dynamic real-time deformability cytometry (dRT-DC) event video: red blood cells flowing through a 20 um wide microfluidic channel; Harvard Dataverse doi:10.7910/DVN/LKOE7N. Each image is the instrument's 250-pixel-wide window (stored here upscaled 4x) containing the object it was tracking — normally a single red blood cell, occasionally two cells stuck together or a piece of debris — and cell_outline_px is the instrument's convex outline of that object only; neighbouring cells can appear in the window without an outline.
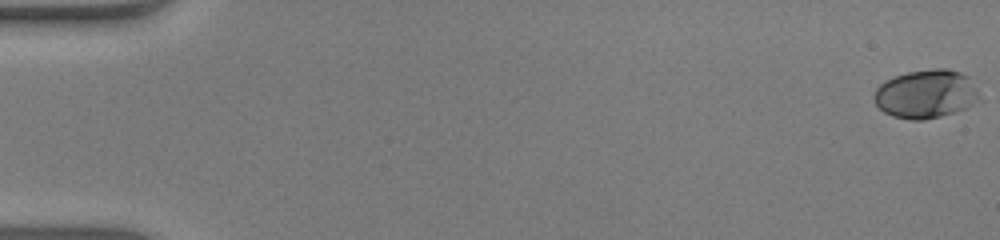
{"species": "human", "species_latin": "Homo sapiens", "temperature_condition": "warm", "stored_images_in_passage": 54, "camera_frame_rate_fps": 3000, "um_per_image_px": 0.085, "donor": {"sex": "male"}, "frame": {"image": 1, "passage_image": 1, "time_ms": 0.0, "image_size_px": [1000, 240], "cell_outline_px": [[980, 100], [956, 112], [924, 120], [912, 120], [892, 116], [884, 112], [876, 104], [872, 96], [876, 88], [880, 84], [896, 76], [908, 72], [936, 68], [944, 68], [960, 72], [968, 76], [976, 88]], "centroid_in_image_um": [78.69, 7.99], "position_along_channel_um": 6.3, "area_um2": 29.65}}
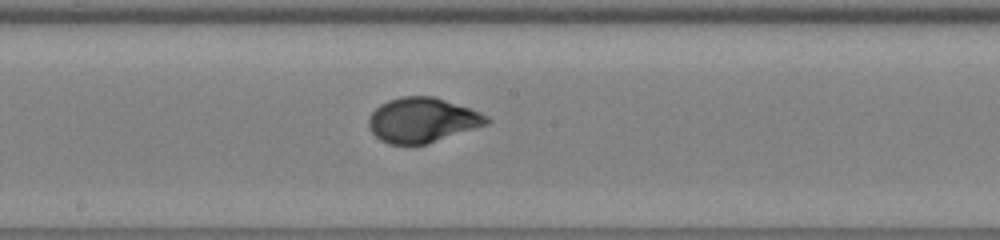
{"frame": {"image": 2, "passage_image": 30, "time_ms": 9.667, "image_size_px": [1000, 240], "cell_outline_px": [[492, 120], [488, 124], [428, 144], [388, 144], [380, 140], [368, 128], [368, 120], [372, 112], [380, 104], [388, 100], [404, 96], [436, 96], [480, 112], [488, 116]], "centroid_in_image_um": [35.9, 10.21], "position_along_channel_um": 212.3, "area_um2": 30.98}}
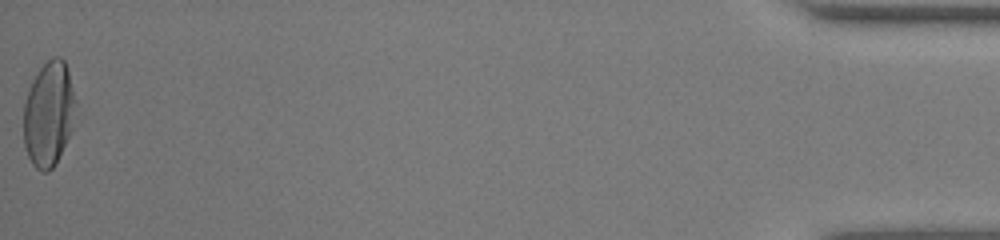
{"frame": {"image": 3, "passage_image": 54, "time_ms": 17.667, "image_size_px": [1000, 240], "cell_outline_px": [[76, 104], [72, 128], [56, 164], [48, 172], [44, 172], [36, 168], [32, 164], [28, 156], [24, 144], [24, 104], [32, 80], [40, 68], [52, 56], [60, 56], [64, 60], [68, 72], [76, 100]], "centroid_in_image_um": [4.14, 9.69], "position_along_channel_um": 431.1, "area_um2": 31.73}, "authors_computed_cell_mechanics": {"area_um2": 29.8826, "velocity_mm_per_s": 3.9512, "shape_relaxation_time_tau1_ms": 4.0235, "shape_relaxation_time_tau2_ms": null, "deformation_change_tau1": 0.2142, "deformation_change_tau2": null}}